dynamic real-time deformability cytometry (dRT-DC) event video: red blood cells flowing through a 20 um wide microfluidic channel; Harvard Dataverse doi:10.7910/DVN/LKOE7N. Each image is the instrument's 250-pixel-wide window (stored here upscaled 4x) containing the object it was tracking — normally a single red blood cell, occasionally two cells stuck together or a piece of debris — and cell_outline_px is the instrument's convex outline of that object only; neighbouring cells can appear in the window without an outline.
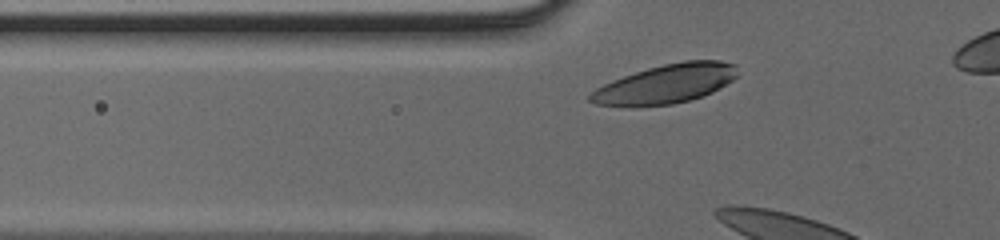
{"species": "human", "species_latin": "Homo sapiens", "temperature_condition": "cold", "stored_images_in_passage": 6, "camera_frame_rate_fps": 3000, "um_per_image_px": 0.085, "donor": {"sex": "male"}, "frame": {"image": 1, "passage_image": 3, "time_ms": 0.667, "image_size_px": [1000, 240], "cell_outline_px": [[736, 76], [732, 80], [712, 92], [688, 100], [672, 104], [632, 108], [628, 108], [596, 104], [588, 100], [588, 96], [596, 88], [612, 80], [648, 68], [664, 64], [684, 60], [720, 60], [736, 64]], "centroid_in_image_um": [56.54, 7.15], "position_along_channel_um": 69.3, "area_um2": 33.64}}